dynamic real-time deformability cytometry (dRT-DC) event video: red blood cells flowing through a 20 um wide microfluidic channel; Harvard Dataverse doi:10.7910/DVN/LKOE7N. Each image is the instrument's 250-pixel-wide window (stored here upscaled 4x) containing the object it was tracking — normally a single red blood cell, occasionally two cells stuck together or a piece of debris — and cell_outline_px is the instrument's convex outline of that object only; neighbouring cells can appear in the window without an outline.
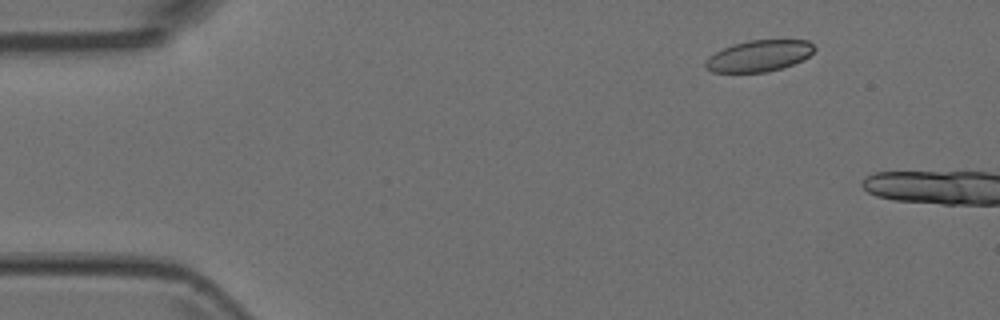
{"species": "Egyptian fruit bat (a non-hibernating species)", "species_latin": "Rousettus aegyptiacus", "temperature_condition": "room temperature", "stored_images_in_passage": 3, "camera_frame_rate_fps": 3000, "um_per_image_px": 0.085, "animal": {"sex": "female"}, "frame": {"image": 1, "passage_image": 2, "time_ms": 0.333, "image_size_px": [1000, 320], "cell_outline_px": [[816, 48], [808, 56], [792, 64], [780, 68], [764, 72], [712, 72], [704, 68], [704, 60], [708, 56], [732, 44], [748, 40], [808, 40]], "centroid_in_image_um": [64.46, 4.74], "position_along_channel_um": 20.5, "area_um2": 19.77}}